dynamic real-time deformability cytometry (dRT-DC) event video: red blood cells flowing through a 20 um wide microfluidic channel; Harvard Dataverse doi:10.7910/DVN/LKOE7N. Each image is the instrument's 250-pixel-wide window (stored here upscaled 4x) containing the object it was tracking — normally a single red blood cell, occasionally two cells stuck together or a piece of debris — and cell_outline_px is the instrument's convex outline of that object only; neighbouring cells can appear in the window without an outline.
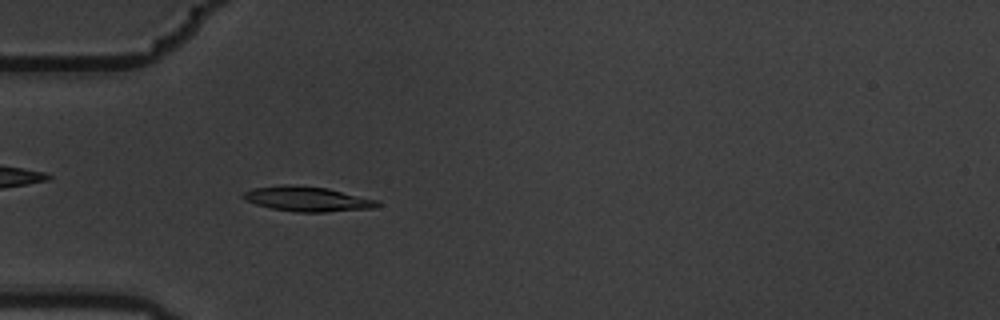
{"species": "common noctule bat (a hibernating species)", "species_latin": "Nyctalus noctula", "temperature_condition": "warm", "stored_images_in_passage": 6, "camera_frame_rate_fps": 3000, "um_per_image_px": 0.085, "animal": {"sex": "male", "body_mass_g": 19.5, "forearm_length_mm": 54.6}, "frame": {"image": 1, "passage_image": 6, "time_ms": 1.667, "image_size_px": [1000, 320], "cell_outline_px": [[380, 204], [376, 208], [324, 212], [296, 212], [272, 208], [256, 204], [244, 200], [240, 196], [244, 192], [252, 188], [280, 184], [292, 184], [328, 188], [376, 200]], "centroid_in_image_um": [26.07, 16.9], "position_along_channel_um": 58.9, "area_um2": 19.54}}